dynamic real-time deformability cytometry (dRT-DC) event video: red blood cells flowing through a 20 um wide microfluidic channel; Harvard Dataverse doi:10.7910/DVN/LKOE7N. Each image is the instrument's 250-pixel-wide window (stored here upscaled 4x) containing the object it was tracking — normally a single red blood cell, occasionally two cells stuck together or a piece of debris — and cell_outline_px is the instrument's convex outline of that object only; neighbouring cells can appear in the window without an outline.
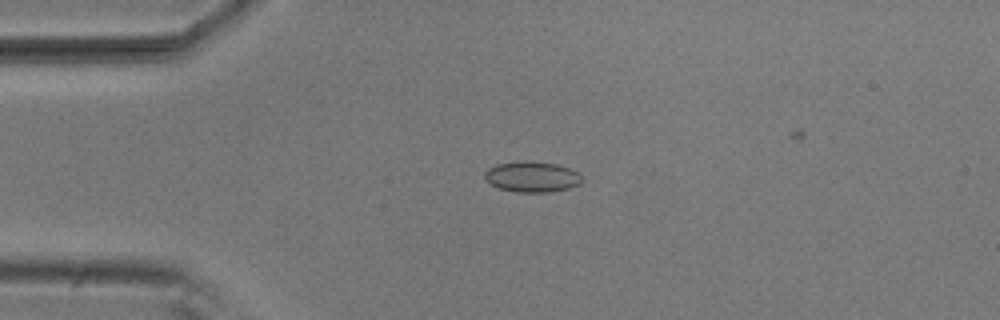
{"species": "common noctule bat (a hibernating species)", "species_latin": "Nyctalus noctula", "temperature_condition": "room temperature", "stored_images_in_passage": 5, "camera_frame_rate_fps": 3000, "um_per_image_px": 0.085, "animal": {"sex": "male", "body_mass_g": 20.5, "forearm_length_mm": 52.5}, "frame": {"image": 1, "passage_image": 3, "time_ms": 0.667, "image_size_px": [1000, 320], "cell_outline_px": [[584, 180], [580, 184], [568, 188], [548, 192], [516, 192], [500, 188], [484, 180], [484, 172], [488, 168], [496, 164], [524, 160], [528, 160], [556, 164], [568, 168], [576, 172]], "centroid_in_image_um": [45.19, 15.02], "position_along_channel_um": 39.8, "area_um2": 17.4}}